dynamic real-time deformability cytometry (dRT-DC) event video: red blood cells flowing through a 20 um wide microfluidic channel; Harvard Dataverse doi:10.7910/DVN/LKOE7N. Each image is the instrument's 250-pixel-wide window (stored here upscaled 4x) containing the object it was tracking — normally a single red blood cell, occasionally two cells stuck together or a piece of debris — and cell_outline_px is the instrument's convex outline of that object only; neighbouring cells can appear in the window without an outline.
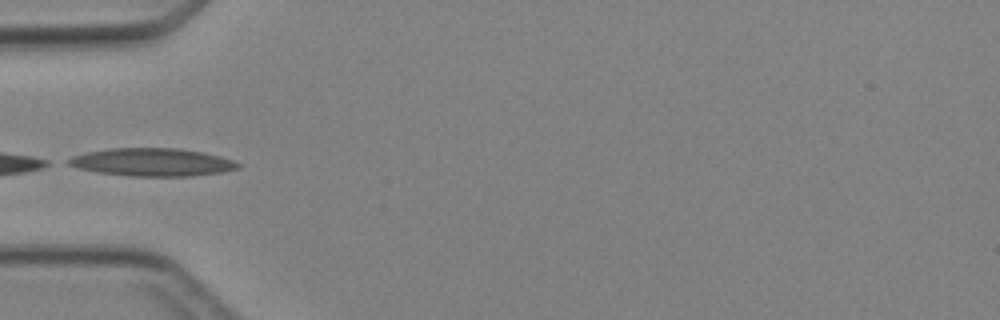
{"species": "Egyptian fruit bat (a non-hibernating species)", "species_latin": "Rousettus aegyptiacus", "temperature_condition": "cold", "stored_images_in_passage": 5, "camera_frame_rate_fps": 3000, "um_per_image_px": 0.085, "animal": {"sex": "female"}, "frame": {"image": 1, "passage_image": 4, "time_ms": 4.667, "image_size_px": [1000, 320], "cell_outline_px": [[240, 168], [220, 172], [192, 176], [132, 176], [96, 172], [76, 168], [68, 164], [64, 160], [72, 156], [88, 152], [108, 148], [180, 148], [204, 152], [220, 156], [232, 160], [240, 164]], "centroid_in_image_um": [12.91, 13.78], "position_along_channel_um": 72.1, "area_um2": 27.69}}
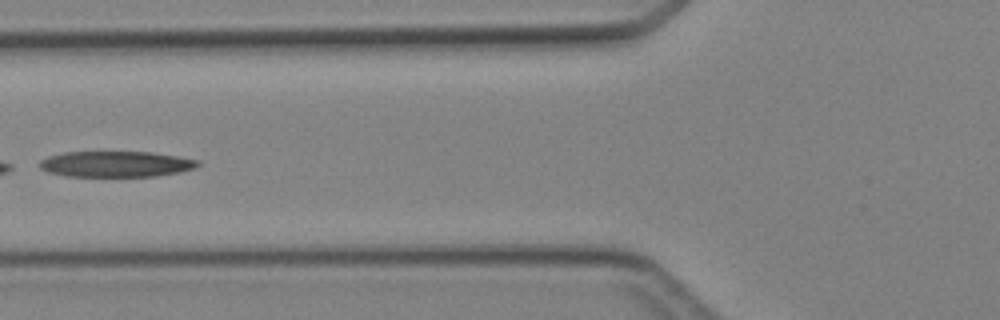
{"frame": {"image": 2, "passage_image": 5, "time_ms": 5.667, "image_size_px": [1000, 320], "cell_outline_px": [[200, 164], [196, 168], [180, 172], [156, 176], [68, 176], [48, 172], [40, 168], [40, 160], [48, 156], [64, 152], [152, 152], [200, 160]], "centroid_in_image_um": [9.88, 13.94], "position_along_channel_um": 115.9, "area_um2": 23.81}}